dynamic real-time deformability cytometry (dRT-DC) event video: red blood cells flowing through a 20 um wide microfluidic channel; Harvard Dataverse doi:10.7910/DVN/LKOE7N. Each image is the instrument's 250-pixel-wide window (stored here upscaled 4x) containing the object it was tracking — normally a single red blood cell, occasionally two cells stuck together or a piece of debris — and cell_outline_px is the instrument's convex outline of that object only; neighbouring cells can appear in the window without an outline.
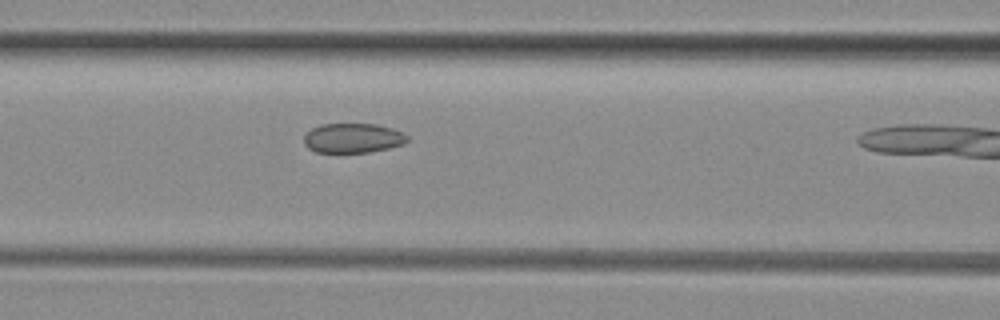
{"species": "common noctule bat (a hibernating species)", "species_latin": "Nyctalus noctula", "temperature_condition": "room temperature", "stored_images_in_passage": 11, "camera_frame_rate_fps": 3000, "um_per_image_px": 0.085, "animal": {"sex": "female", "body_mass_g": 29.2, "forearm_length_mm": 56.3}, "frame": {"image": 1, "passage_image": 10, "time_ms": 3.0, "image_size_px": [1000, 320], "cell_outline_px": [[408, 140], [404, 144], [388, 148], [368, 152], [316, 152], [308, 148], [304, 144], [304, 136], [312, 128], [320, 124], [376, 124], [392, 128], [408, 136]], "centroid_in_image_um": [29.98, 11.73], "position_along_channel_um": 136.6, "area_um2": 17.74}}